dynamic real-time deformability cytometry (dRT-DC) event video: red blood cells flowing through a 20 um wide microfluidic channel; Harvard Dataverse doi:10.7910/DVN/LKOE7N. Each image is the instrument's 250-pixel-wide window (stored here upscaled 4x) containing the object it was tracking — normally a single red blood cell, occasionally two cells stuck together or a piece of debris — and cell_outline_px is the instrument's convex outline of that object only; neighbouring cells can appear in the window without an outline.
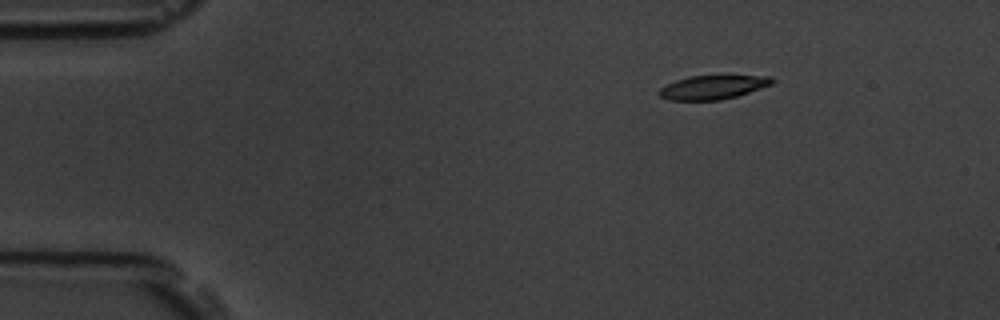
{"species": "common noctule bat (a hibernating species)", "species_latin": "Nyctalus noctula", "temperature_condition": "room temperature", "stored_images_in_passage": 6, "camera_frame_rate_fps": 3000, "um_per_image_px": 0.085, "animal": {"sex": "male", "body_mass_g": 19.5, "forearm_length_mm": 54.6}, "frame": {"image": 1, "passage_image": 1, "time_ms": 0.0, "image_size_px": [1000, 320], "cell_outline_px": [[776, 80], [772, 84], [736, 96], [720, 100], [668, 100], [660, 96], [656, 92], [660, 88], [676, 80], [688, 76], [768, 76]], "centroid_in_image_um": [60.55, 7.42], "position_along_channel_um": 24.5, "area_um2": 15.55}}
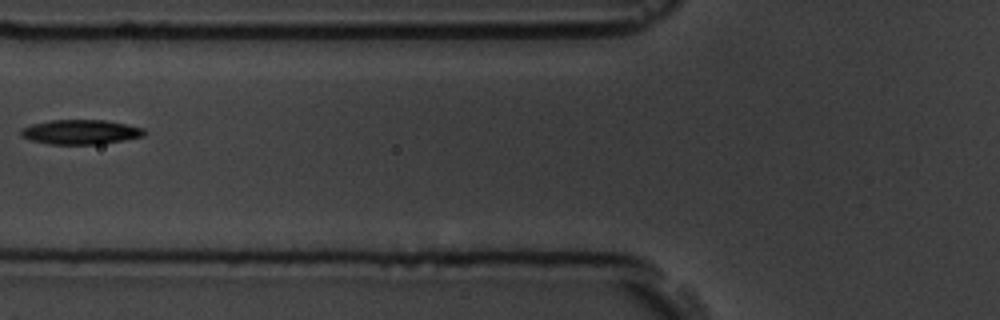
{"frame": {"image": 2, "passage_image": 5, "time_ms": 4.667, "image_size_px": [1000, 320], "cell_outline_px": [[148, 132], [144, 136], [124, 140], [100, 144], [48, 144], [32, 140], [20, 136], [20, 128], [32, 124], [52, 120], [104, 120], [144, 128]], "centroid_in_image_um": [6.85, 11.22], "position_along_channel_um": 118.9, "area_um2": 17.69}}
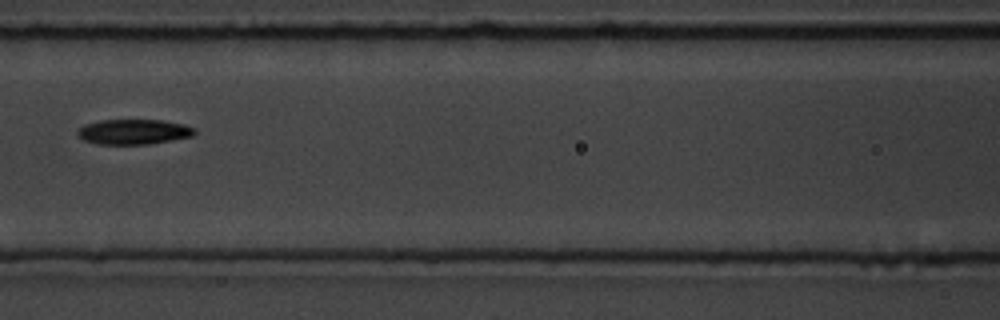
{"frame": {"image": 3, "passage_image": 6, "time_ms": 5.667, "image_size_px": [1000, 320], "cell_outline_px": [[196, 132], [192, 136], [172, 140], [148, 144], [96, 144], [84, 140], [76, 132], [84, 124], [100, 120], [164, 120], [184, 124], [196, 128]], "centroid_in_image_um": [11.38, 11.19], "position_along_channel_um": 155.2, "area_um2": 17.17}}